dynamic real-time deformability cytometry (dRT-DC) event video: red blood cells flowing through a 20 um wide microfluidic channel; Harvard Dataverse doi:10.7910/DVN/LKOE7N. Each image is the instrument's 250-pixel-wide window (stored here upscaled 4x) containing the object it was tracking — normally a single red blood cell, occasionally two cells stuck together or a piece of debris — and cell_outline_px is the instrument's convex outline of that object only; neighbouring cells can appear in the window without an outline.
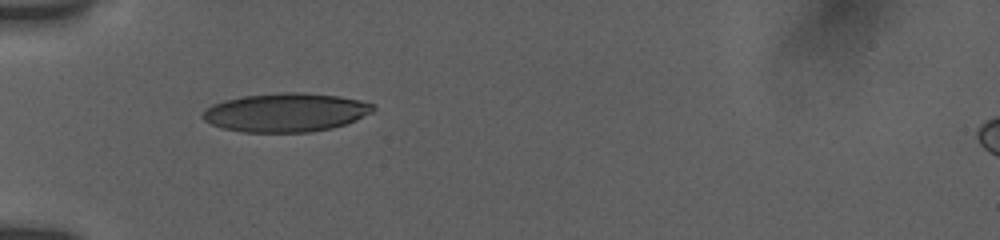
{"species": "human", "species_latin": "Homo sapiens", "temperature_condition": "room temperature", "stored_images_in_passage": 2, "camera_frame_rate_fps": 3000, "um_per_image_px": 0.085, "donor": {"sex": "female"}, "frame": {"image": 1, "passage_image": 1, "time_ms": 0.0, "image_size_px": [1000, 240], "cell_outline_px": [[376, 108], [372, 112], [356, 120], [332, 128], [312, 132], [244, 132], [220, 128], [204, 120], [200, 116], [212, 104], [224, 100], [244, 96], [280, 92], [304, 92], [340, 96], [360, 100], [376, 104]], "centroid_in_image_um": [24.32, 9.55], "position_along_channel_um": 60.7, "area_um2": 38.67}}